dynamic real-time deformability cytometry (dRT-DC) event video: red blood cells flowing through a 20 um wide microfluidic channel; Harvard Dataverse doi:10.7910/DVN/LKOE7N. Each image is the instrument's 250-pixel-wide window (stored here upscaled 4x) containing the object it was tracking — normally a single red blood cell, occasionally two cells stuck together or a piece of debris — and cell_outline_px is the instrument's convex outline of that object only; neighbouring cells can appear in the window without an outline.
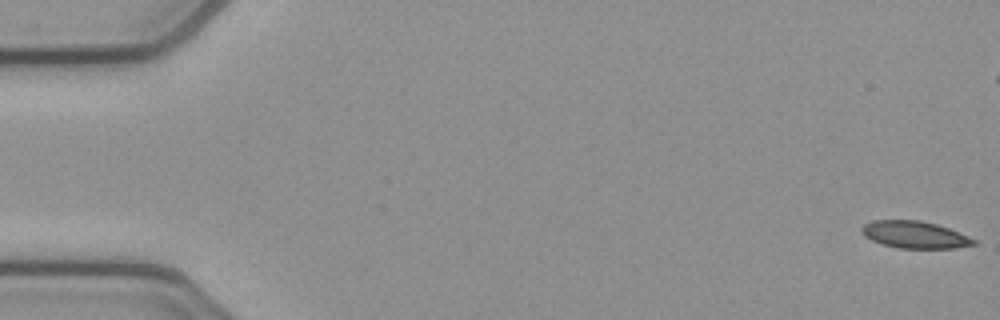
{"species": "common noctule bat (a hibernating species)", "species_latin": "Nyctalus noctula", "temperature_condition": "cold", "stored_images_in_passage": 53, "camera_frame_rate_fps": 3000, "um_per_image_px": 0.085, "animal": {"sex": "female", "body_mass_g": 21.9}, "frame": {"image": 1, "passage_image": 1, "time_ms": 0.0, "image_size_px": [1000, 320], "cell_outline_px": [[976, 244], [956, 248], [900, 248], [884, 244], [872, 240], [864, 236], [860, 232], [860, 228], [864, 224], [872, 220], [920, 220], [936, 224], [948, 228], [968, 236], [976, 240]], "centroid_in_image_um": [77.73, 19.94], "position_along_channel_um": 7.3, "area_um2": 17.63}}
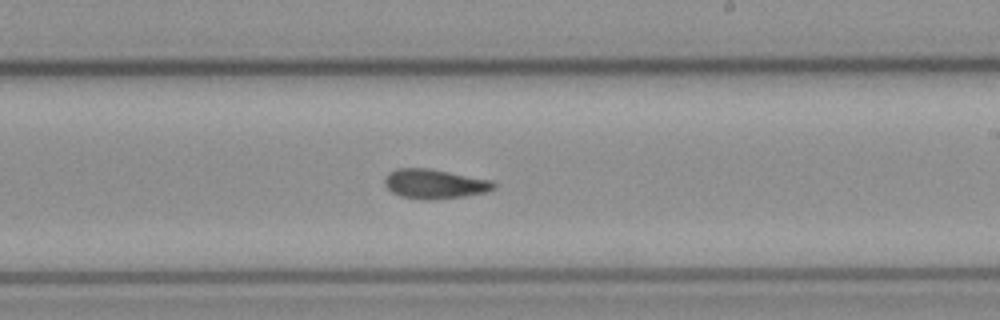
{"frame": {"image": 2, "passage_image": 31, "time_ms": 10.0, "image_size_px": [1000, 320], "cell_outline_px": [[496, 188], [488, 192], [464, 196], [432, 200], [420, 200], [400, 196], [392, 192], [384, 184], [384, 180], [388, 172], [396, 168], [428, 168], [492, 180], [496, 184]], "centroid_in_image_um": [36.94, 15.64], "position_along_channel_um": 252.1, "area_um2": 18.96}}
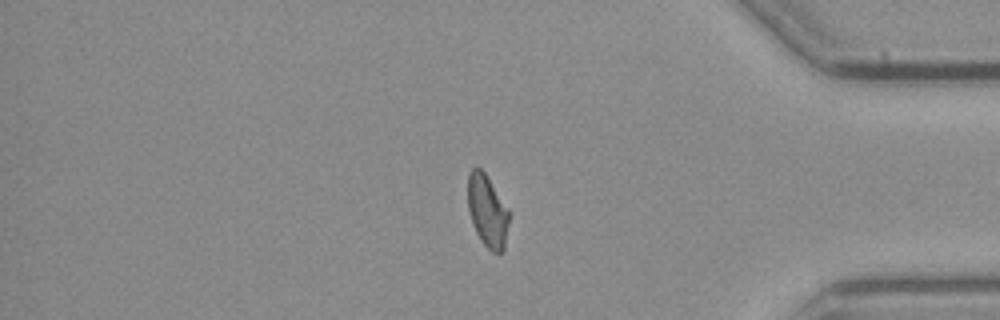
{"frame": {"image": 3, "passage_image": 44, "time_ms": 14.333, "image_size_px": [1000, 320], "cell_outline_px": [[512, 212], [504, 248], [500, 252], [492, 252], [480, 240], [476, 232], [468, 208], [468, 172], [476, 164], [484, 172]], "centroid_in_image_um": [41.46, 17.9], "position_along_channel_um": 393.7, "area_um2": 17.69}}